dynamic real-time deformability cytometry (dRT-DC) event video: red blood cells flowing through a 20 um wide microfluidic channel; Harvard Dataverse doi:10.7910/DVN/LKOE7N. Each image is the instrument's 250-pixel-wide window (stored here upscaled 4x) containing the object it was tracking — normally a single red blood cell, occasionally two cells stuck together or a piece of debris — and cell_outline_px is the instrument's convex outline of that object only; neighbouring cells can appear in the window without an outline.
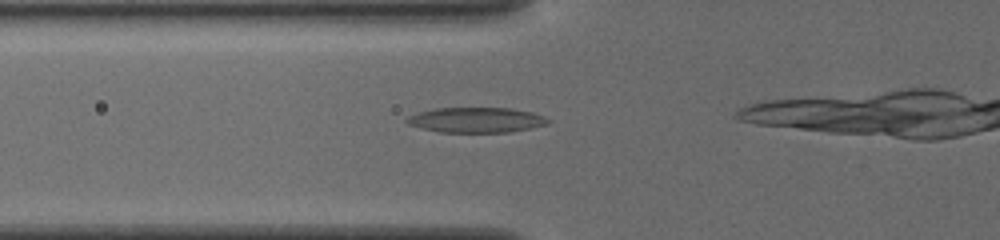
{"species": "common noctule bat (a hibernating species)", "species_latin": "Nyctalus noctula", "temperature_condition": "cold", "stored_images_in_passage": 3, "camera_frame_rate_fps": 3000, "um_per_image_px": 0.085, "animal": {"sex": "female", "body_mass_g": 19.5, "forearm_length_mm": 54.1}, "frame": {"image": 1, "passage_image": 2, "time_ms": 0.333, "image_size_px": [1000, 240], "cell_outline_px": [[552, 120], [548, 124], [508, 132], [440, 132], [408, 124], [404, 120], [408, 116], [420, 112], [436, 108], [512, 108], [532, 112], [544, 116]], "centroid_in_image_um": [40.51, 10.19], "position_along_channel_um": 85.3, "area_um2": 20.58}}